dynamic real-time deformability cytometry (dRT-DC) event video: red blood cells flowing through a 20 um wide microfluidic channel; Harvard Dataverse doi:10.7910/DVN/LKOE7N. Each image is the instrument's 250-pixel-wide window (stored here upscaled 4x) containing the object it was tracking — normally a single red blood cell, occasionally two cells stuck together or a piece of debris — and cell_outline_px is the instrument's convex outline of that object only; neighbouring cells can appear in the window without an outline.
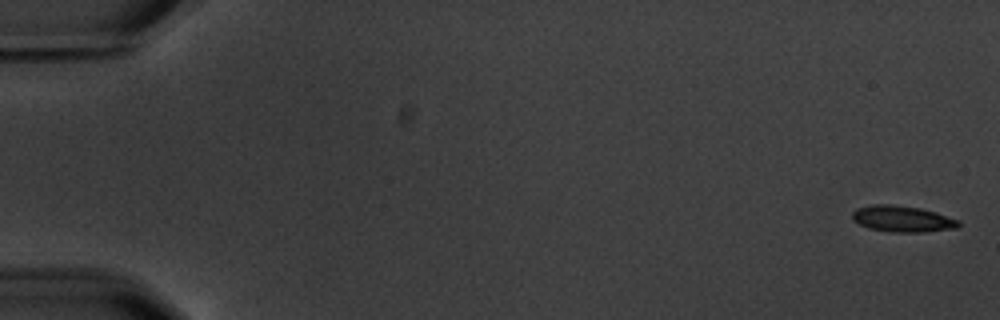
{"species": "common noctule bat (a hibernating species)", "species_latin": "Nyctalus noctula", "temperature_condition": "warm", "stored_images_in_passage": 5, "camera_frame_rate_fps": 3000, "um_per_image_px": 0.085, "animal": {"sex": "male", "body_mass_g": 20.1, "forearm_length_mm": 53.5}, "frame": {"image": 1, "passage_image": 1, "time_ms": 0.0, "image_size_px": [1000, 320], "cell_outline_px": [[960, 224], [956, 228], [924, 232], [888, 232], [868, 228], [852, 220], [852, 212], [856, 208], [872, 204], [892, 204], [920, 208], [936, 212], [960, 220]], "centroid_in_image_um": [76.68, 18.6], "position_along_channel_um": 8.3, "area_um2": 16.42}}
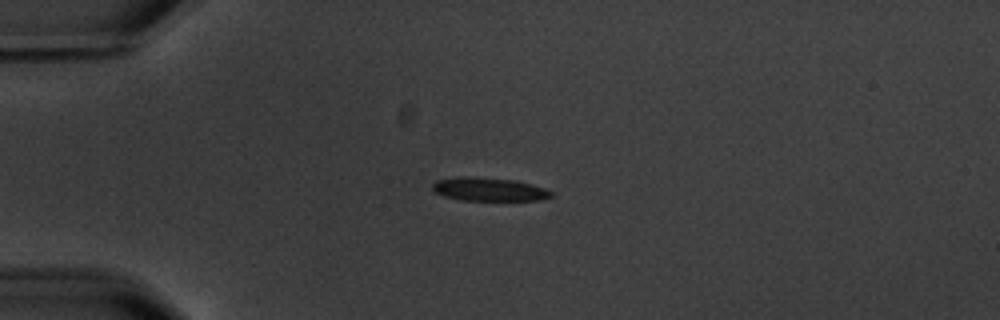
{"frame": {"image": 2, "passage_image": 4, "time_ms": 4.667, "image_size_px": [1000, 320], "cell_outline_px": [[552, 196], [536, 200], [460, 200], [444, 196], [432, 192], [432, 184], [436, 180], [460, 176], [464, 176], [516, 180], [532, 184], [544, 188], [552, 192]], "centroid_in_image_um": [41.5, 16.08], "position_along_channel_um": 43.5, "area_um2": 16.18}}